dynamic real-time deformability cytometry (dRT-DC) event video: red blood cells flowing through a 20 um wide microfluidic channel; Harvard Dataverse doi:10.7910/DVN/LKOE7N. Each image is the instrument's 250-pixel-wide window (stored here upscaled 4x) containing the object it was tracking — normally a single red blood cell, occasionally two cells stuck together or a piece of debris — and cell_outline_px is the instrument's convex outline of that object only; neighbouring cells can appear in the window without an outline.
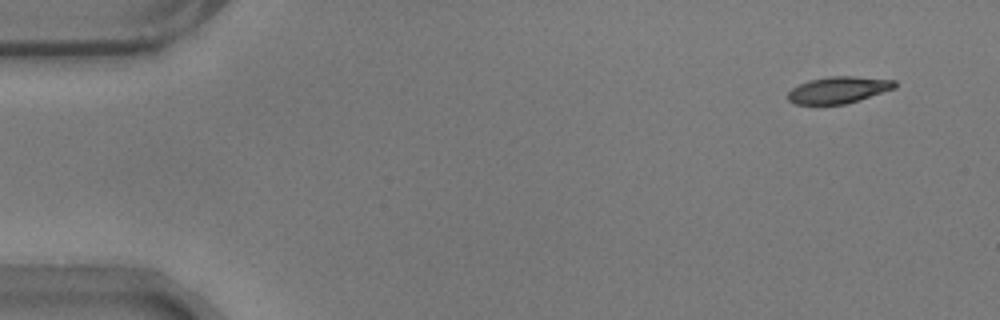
{"species": "common noctule bat (a hibernating species)", "species_latin": "Nyctalus noctula", "temperature_condition": "warm", "stored_images_in_passage": 55, "camera_frame_rate_fps": 3000, "um_per_image_px": 0.085, "animal": {"sex": "male", "body_mass_g": 17.9}, "frame": {"image": 1, "passage_image": 2, "time_ms": 0.333, "image_size_px": [1000, 320], "cell_outline_px": [[896, 88], [844, 104], [796, 104], [788, 100], [788, 92], [792, 88], [808, 80], [828, 76], [856, 76], [896, 80]], "centroid_in_image_um": [71.27, 7.63], "position_along_channel_um": 13.7, "area_um2": 16.53}}
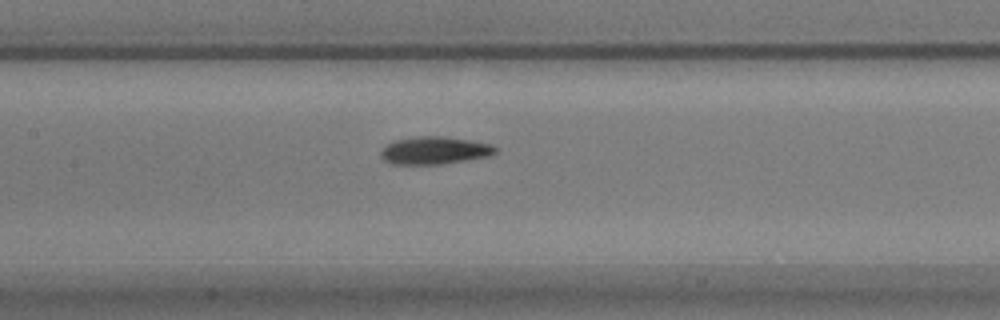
{"frame": {"image": 2, "passage_image": 25, "time_ms": 8.0, "image_size_px": [1000, 320], "cell_outline_px": [[500, 148], [496, 152], [488, 156], [444, 164], [392, 164], [384, 160], [380, 156], [380, 152], [388, 144], [396, 140], [416, 136], [440, 136], [468, 140], [492, 144]], "centroid_in_image_um": [36.96, 12.79], "position_along_channel_um": 170.4, "area_um2": 18.38}}
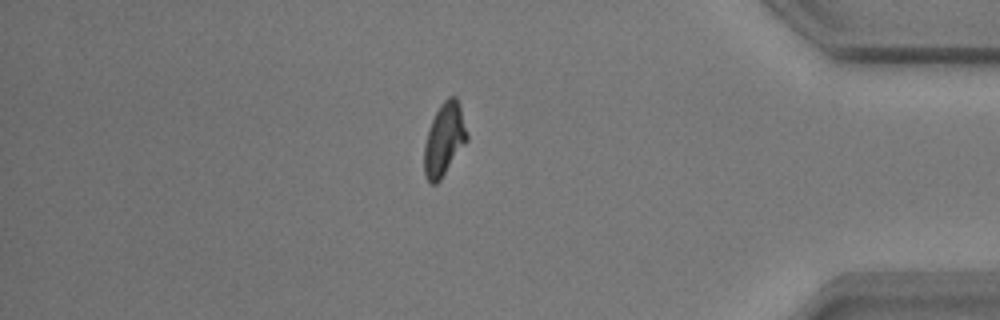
{"frame": {"image": 3, "passage_image": 47, "time_ms": 15.333, "image_size_px": [1000, 320], "cell_outline_px": [[468, 140], [440, 180], [436, 184], [432, 184], [424, 176], [424, 144], [428, 128], [440, 104], [448, 96], [456, 96], [460, 104], [468, 136]], "centroid_in_image_um": [37.75, 11.84], "position_along_channel_um": 397.4, "area_um2": 18.21}, "authors_computed_cell_mechanics": {"area_um2": 17.6868, "velocity_mm_per_s": 3.5393, "shape_relaxation_time_tau1_ms": 3.977, "shape_relaxation_time_tau2_ms": 4.5633, "deformation_change_tau1": 0.1466, "deformation_change_tau2": 0.1131}}